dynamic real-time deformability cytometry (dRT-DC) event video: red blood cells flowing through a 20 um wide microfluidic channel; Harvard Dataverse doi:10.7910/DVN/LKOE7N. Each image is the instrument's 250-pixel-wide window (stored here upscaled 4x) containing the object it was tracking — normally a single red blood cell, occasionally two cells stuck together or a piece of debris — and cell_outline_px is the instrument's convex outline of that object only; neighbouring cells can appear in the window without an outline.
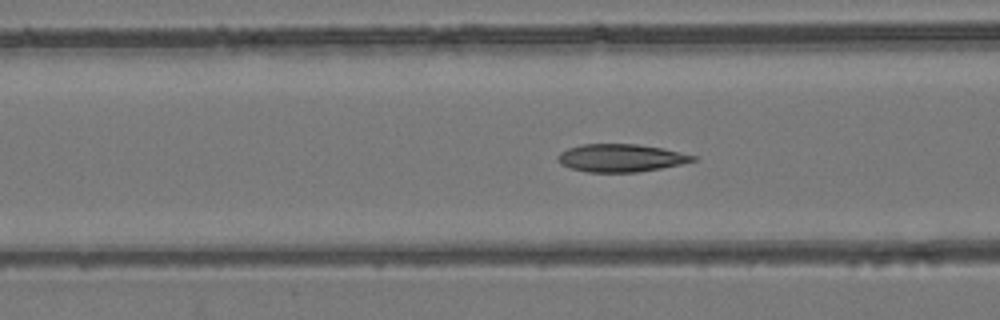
{"species": "common noctule bat (a hibernating species)", "species_latin": "Nyctalus noctula", "temperature_condition": "room temperature", "stored_images_in_passage": 54, "camera_frame_rate_fps": 3000, "um_per_image_px": 0.085, "animal": {"sex": "female", "body_mass_g": 24.6, "forearm_length_mm": 56.2}, "frame": {"image": 1, "passage_image": 21, "time_ms": 6.667, "image_size_px": [1000, 320], "cell_outline_px": [[696, 160], [680, 164], [660, 168], [636, 172], [588, 172], [572, 168], [560, 164], [556, 160], [556, 156], [560, 152], [568, 148], [584, 144], [636, 144], [660, 148], [696, 156]], "centroid_in_image_um": [52.71, 13.42], "position_along_channel_um": 113.9, "area_um2": 21.62}}
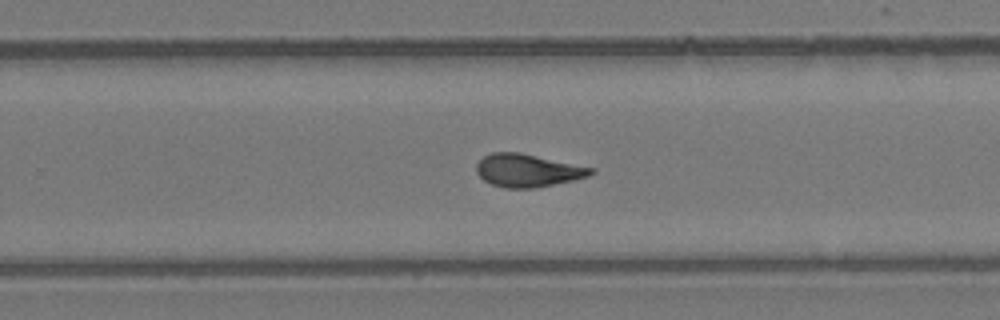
{"frame": {"image": 2, "passage_image": 34, "time_ms": 11.0, "image_size_px": [1000, 320], "cell_outline_px": [[596, 172], [588, 176], [572, 180], [536, 188], [504, 188], [492, 184], [484, 180], [476, 172], [476, 164], [484, 156], [492, 152], [520, 152], [596, 168]], "centroid_in_image_um": [44.87, 14.48], "position_along_channel_um": 284.9, "area_um2": 22.02}}
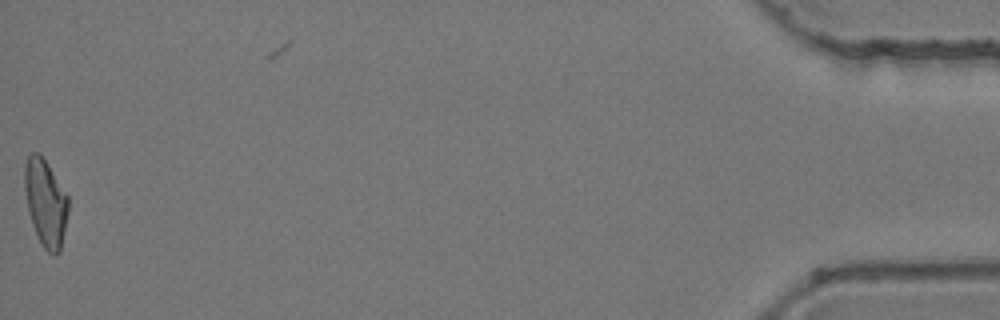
{"frame": {"image": 3, "passage_image": 53, "time_ms": 17.333, "image_size_px": [1000, 320], "cell_outline_px": [[68, 212], [60, 252], [48, 252], [44, 248], [36, 232], [28, 208], [24, 188], [24, 164], [28, 156], [32, 152], [36, 152], [44, 160], [68, 196]], "centroid_in_image_um": [3.87, 17.21], "position_along_channel_um": 431.3, "area_um2": 21.44}, "authors_computed_cell_mechanics": {"area_um2": 21.964, "velocity_mm_per_s": 3.9426, "shape_relaxation_time_tau1_ms": 8.4104, "shape_relaxation_time_tau2_ms": 2.3105, "deformation_change_tau1": 0.2582, "deformation_change_tau2": 0.0677}}